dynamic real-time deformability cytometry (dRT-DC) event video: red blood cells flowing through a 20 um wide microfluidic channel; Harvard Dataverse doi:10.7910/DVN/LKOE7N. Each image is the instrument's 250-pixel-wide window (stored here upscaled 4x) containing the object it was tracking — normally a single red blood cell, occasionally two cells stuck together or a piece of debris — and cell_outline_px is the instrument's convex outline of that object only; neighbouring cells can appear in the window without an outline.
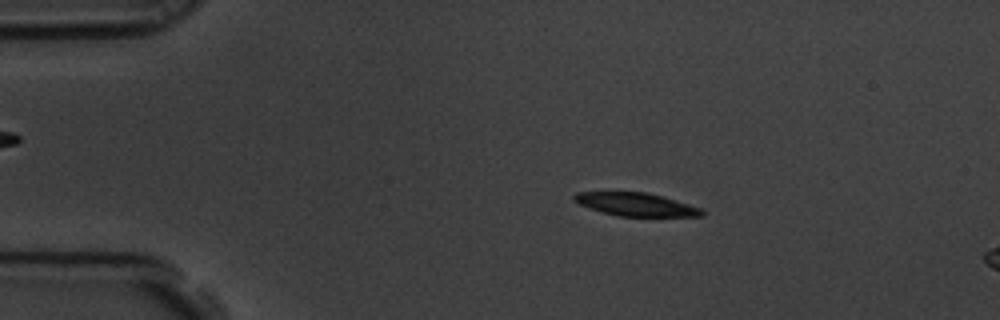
{"species": "common noctule bat (a hibernating species)", "species_latin": "Nyctalus noctula", "temperature_condition": "room temperature", "stored_images_in_passage": 5, "camera_frame_rate_fps": 3000, "um_per_image_px": 0.085, "animal": {"sex": "male", "body_mass_g": 19.5, "forearm_length_mm": 54.6}, "frame": {"image": 1, "passage_image": 3, "time_ms": 0.667, "image_size_px": [1000, 320], "cell_outline_px": [[704, 216], [616, 216], [600, 212], [588, 208], [572, 200], [572, 196], [576, 192], [648, 192], [664, 196], [700, 208], [704, 212]], "centroid_in_image_um": [54.01, 17.37], "position_along_channel_um": 31.0, "area_um2": 17.34}}